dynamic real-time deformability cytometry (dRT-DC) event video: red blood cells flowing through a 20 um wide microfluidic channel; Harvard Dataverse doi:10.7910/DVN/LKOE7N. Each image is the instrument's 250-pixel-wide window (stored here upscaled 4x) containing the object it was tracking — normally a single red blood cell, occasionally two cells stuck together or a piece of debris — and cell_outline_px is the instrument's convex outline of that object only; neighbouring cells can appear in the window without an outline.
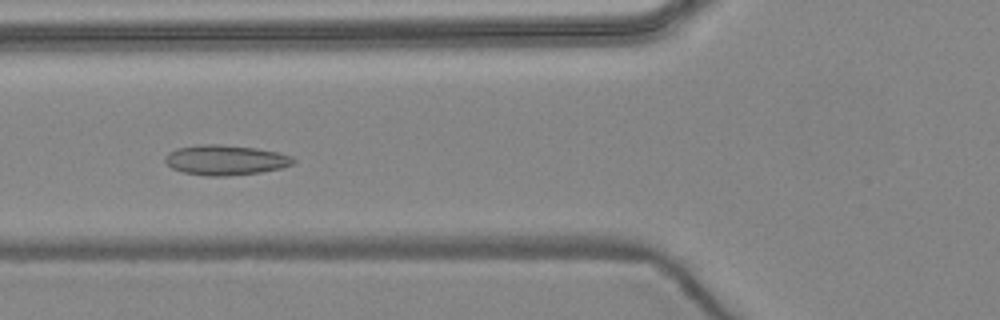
{"species": "common noctule bat (a hibernating species)", "species_latin": "Nyctalus noctula", "temperature_condition": "warm", "stored_images_in_passage": 6, "camera_frame_rate_fps": 3000, "um_per_image_px": 0.085, "animal": {"sex": "female", "body_mass_g": 24.6, "forearm_length_mm": 56.2}, "frame": {"image": 1, "passage_image": 4, "time_ms": 3.667, "image_size_px": [1000, 320], "cell_outline_px": [[296, 160], [292, 164], [280, 168], [260, 172], [228, 176], [204, 176], [184, 172], [172, 168], [164, 160], [164, 156], [168, 152], [176, 148], [200, 144], [220, 144], [256, 148], [276, 152], [292, 156]], "centroid_in_image_um": [19.13, 13.6], "position_along_channel_um": 106.7, "area_um2": 22.48}}
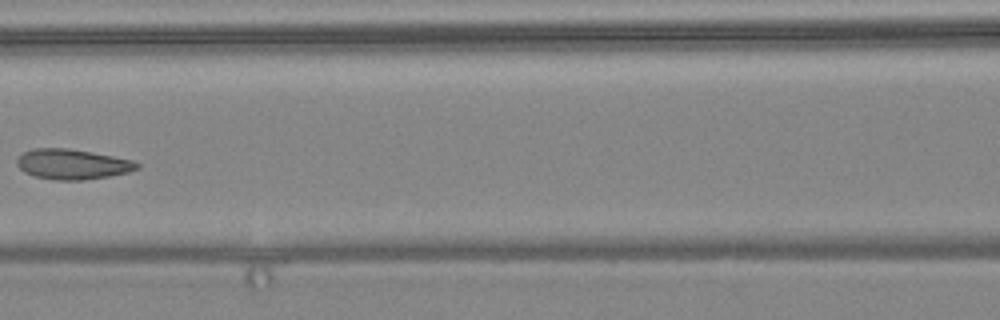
{"frame": {"image": 2, "passage_image": 5, "time_ms": 5.0, "image_size_px": [1000, 320], "cell_outline_px": [[140, 168], [128, 172], [108, 176], [84, 180], [52, 180], [36, 176], [24, 172], [16, 164], [16, 160], [24, 152], [32, 148], [68, 148], [92, 152], [132, 160], [140, 164]], "centroid_in_image_um": [6.15, 13.96], "position_along_channel_um": 160.5, "area_um2": 21.1}}
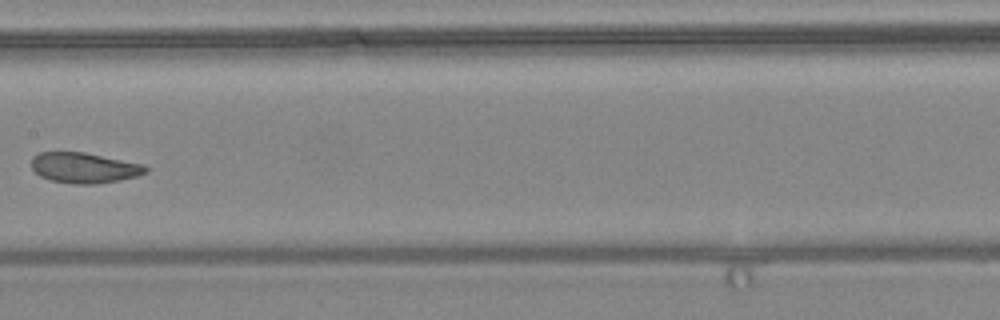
{"frame": {"image": 3, "passage_image": 6, "time_ms": 6.0, "image_size_px": [1000, 320], "cell_outline_px": [[148, 172], [136, 176], [120, 180], [96, 184], [72, 184], [52, 180], [40, 176], [32, 168], [32, 156], [40, 152], [84, 152], [144, 164], [148, 168]], "centroid_in_image_um": [7.17, 14.26], "position_along_channel_um": 200.2, "area_um2": 20.29}}